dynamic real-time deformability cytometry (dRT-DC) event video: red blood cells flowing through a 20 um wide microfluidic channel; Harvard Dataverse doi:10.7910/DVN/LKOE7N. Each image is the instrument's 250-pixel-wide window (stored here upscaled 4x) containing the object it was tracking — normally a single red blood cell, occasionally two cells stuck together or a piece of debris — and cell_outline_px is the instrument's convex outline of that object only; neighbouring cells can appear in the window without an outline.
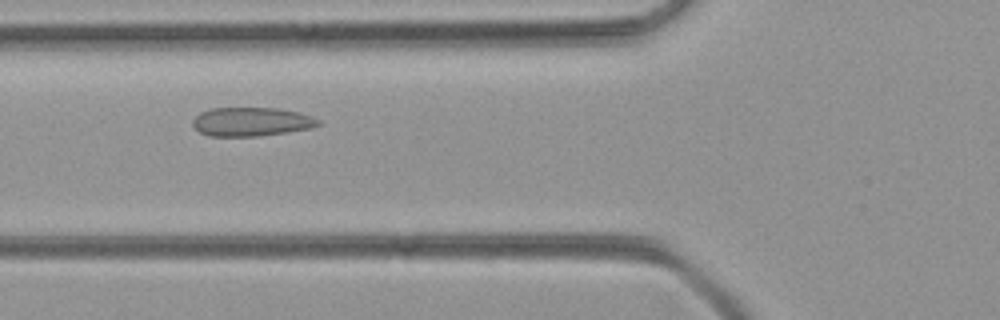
{"species": "common noctule bat (a hibernating species)", "species_latin": "Nyctalus noctula", "temperature_condition": "room temperature", "stored_images_in_passage": 45, "camera_frame_rate_fps": 3000, "um_per_image_px": 0.085, "animal": {"sex": "female", "body_mass_g": 21.9}, "frame": {"image": 1, "passage_image": 13, "time_ms": 4.0, "image_size_px": [1000, 320], "cell_outline_px": [[320, 124], [308, 128], [284, 132], [256, 136], [208, 136], [200, 132], [192, 124], [192, 120], [200, 112], [212, 108], [276, 108], [300, 112], [312, 116], [320, 120]], "centroid_in_image_um": [21.34, 10.34], "position_along_channel_um": 104.5, "area_um2": 20.92}}
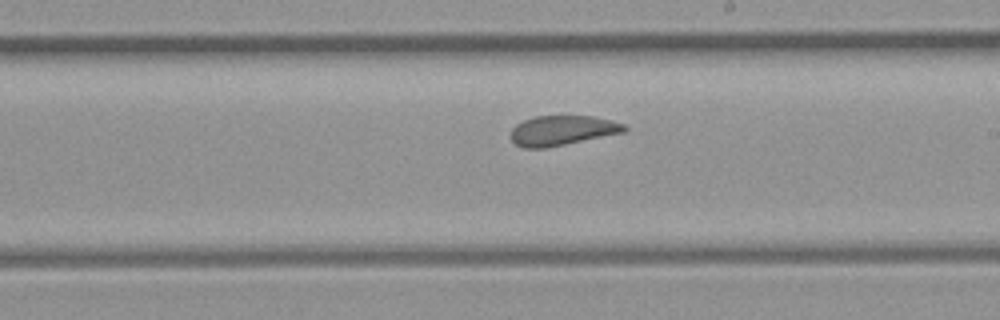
{"frame": {"image": 2, "passage_image": 23, "time_ms": 7.333, "image_size_px": [1000, 320], "cell_outline_px": [[628, 128], [624, 132], [544, 148], [524, 148], [516, 144], [512, 140], [512, 128], [516, 124], [524, 120], [536, 116], [592, 116], [624, 124]], "centroid_in_image_um": [47.77, 11.08], "position_along_channel_um": 241.2, "area_um2": 19.36}}
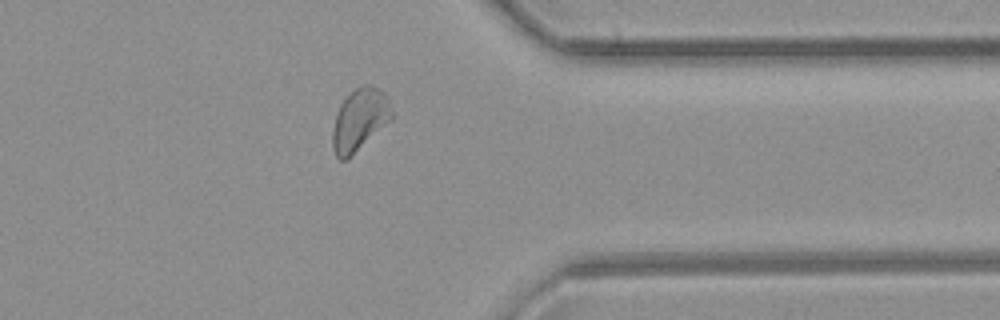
{"frame": {"image": 3, "passage_image": 34, "time_ms": 11.0, "image_size_px": [1000, 320], "cell_outline_px": [[392, 120], [344, 160], [340, 160], [336, 156], [332, 148], [332, 132], [336, 112], [340, 104], [356, 88], [364, 84], [372, 84], [384, 92], [388, 96], [392, 112]], "centroid_in_image_um": [30.57, 10.14], "position_along_channel_um": 380.8, "area_um2": 21.21}}